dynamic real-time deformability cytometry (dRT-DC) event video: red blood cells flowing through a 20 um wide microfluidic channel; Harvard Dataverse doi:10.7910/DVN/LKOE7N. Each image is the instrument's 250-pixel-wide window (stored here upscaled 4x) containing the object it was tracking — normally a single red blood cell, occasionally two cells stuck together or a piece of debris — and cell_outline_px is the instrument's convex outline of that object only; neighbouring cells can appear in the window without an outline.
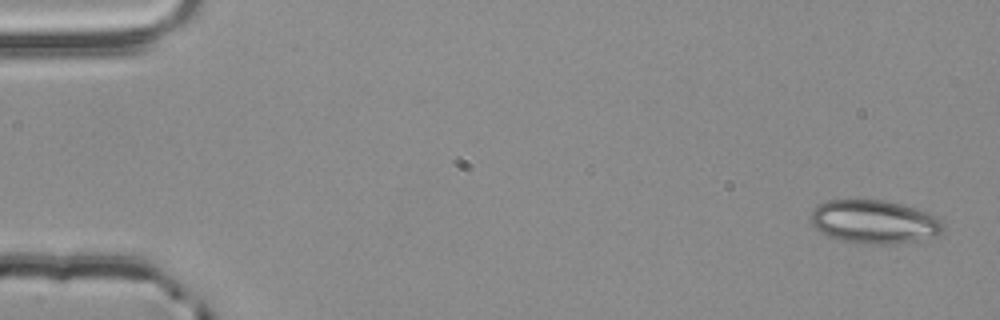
{"species": "common noctule bat (a hibernating species)", "species_latin": "Nyctalus noctula", "temperature_condition": "room temperature", "stored_images_in_passage": 5, "segment_of_instrument_passage": [1, 2], "camera_frame_rate_fps": 3000, "um_per_image_px": 0.085, "animal": {"sex": "male", "body_mass_g": 20.4}, "frame": {"image": 1, "passage_image": 1, "time_ms": 0.0, "image_size_px": [1000, 320], "cell_outline_px": [[944, 228], [936, 236], [916, 240], [892, 244], [872, 244], [844, 240], [828, 236], [820, 232], [812, 224], [812, 212], [820, 204], [828, 200], [884, 200], [916, 208], [936, 216], [944, 224]], "centroid_in_image_um": [74.34, 18.85], "position_along_channel_um": 10.7, "area_um2": 33.06}}